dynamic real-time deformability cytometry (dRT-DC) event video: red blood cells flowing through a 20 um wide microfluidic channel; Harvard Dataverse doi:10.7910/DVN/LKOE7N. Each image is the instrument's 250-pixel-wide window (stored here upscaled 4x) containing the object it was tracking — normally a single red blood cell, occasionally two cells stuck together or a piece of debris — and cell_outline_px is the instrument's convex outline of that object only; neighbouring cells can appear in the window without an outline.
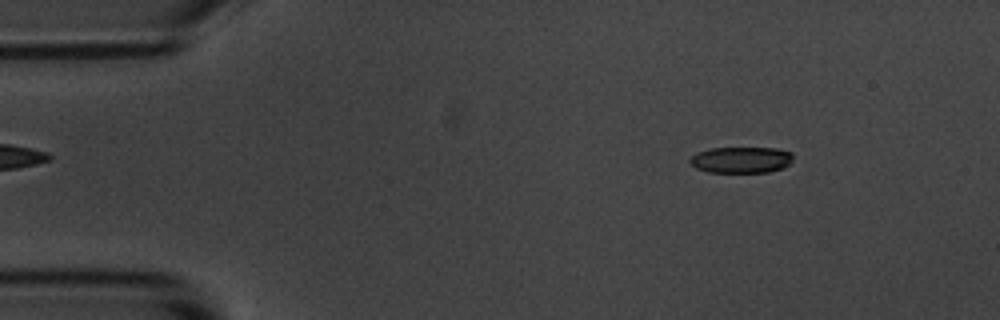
{"species": "common noctule bat (a hibernating species)", "species_latin": "Nyctalus noctula", "temperature_condition": "room temperature", "stored_images_in_passage": 50, "camera_frame_rate_fps": 3000, "um_per_image_px": 0.085, "animal": {"sex": "male", "body_mass_g": 20.1, "forearm_length_mm": 53.5}, "frame": {"image": 1, "passage_image": 3, "time_ms": 0.667, "image_size_px": [1000, 320], "cell_outline_px": [[792, 160], [784, 168], [768, 172], [708, 172], [696, 168], [688, 160], [692, 156], [700, 152], [712, 148], [776, 148], [792, 152]], "centroid_in_image_um": [63.03, 13.59], "position_along_channel_um": 22.0, "area_um2": 15.66}}
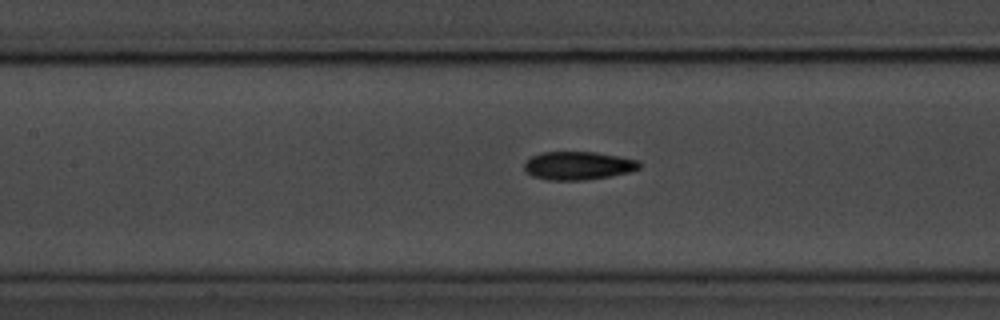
{"frame": {"image": 2, "passage_image": 20, "time_ms": 6.333, "image_size_px": [1000, 320], "cell_outline_px": [[640, 168], [632, 172], [584, 180], [548, 180], [532, 176], [524, 172], [524, 164], [532, 156], [540, 152], [596, 152], [636, 160], [640, 164]], "centroid_in_image_um": [49.1, 14.08], "position_along_channel_um": 158.3, "area_um2": 18.9}}
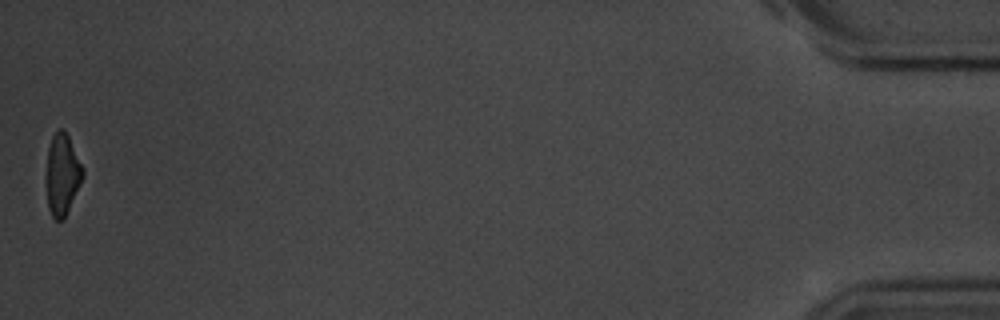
{"frame": {"image": 3, "passage_image": 50, "time_ms": 16.333, "image_size_px": [1000, 320], "cell_outline_px": [[84, 176], [64, 220], [56, 220], [52, 216], [48, 208], [48, 148], [52, 136], [60, 128], [64, 128], [84, 168]], "centroid_in_image_um": [5.33, 14.83], "position_along_channel_um": 429.9, "area_um2": 16.94}, "authors_computed_cell_mechanics": {"area_um2": 18.4382, "velocity_mm_per_s": 3.6889, "shape_relaxation_time_tau1_ms": 3.3198, "shape_relaxation_time_tau2_ms": 2.897, "deformation_change_tau1": 0.1529, "deformation_change_tau2": 0.0953}}